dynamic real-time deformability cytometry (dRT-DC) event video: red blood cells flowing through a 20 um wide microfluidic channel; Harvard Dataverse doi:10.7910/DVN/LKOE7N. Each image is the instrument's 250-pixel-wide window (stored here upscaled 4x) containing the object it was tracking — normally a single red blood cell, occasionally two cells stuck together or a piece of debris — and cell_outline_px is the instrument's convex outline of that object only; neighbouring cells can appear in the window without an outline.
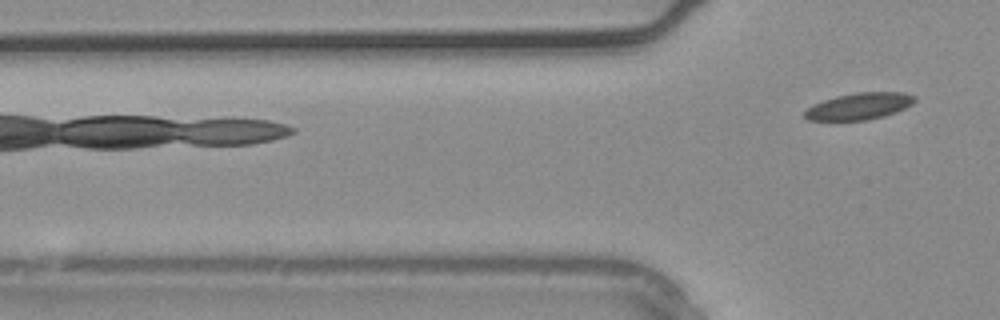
{"species": "common noctule bat (a hibernating species)", "species_latin": "Nyctalus noctula", "temperature_condition": "warm", "stored_images_in_passage": 2, "camera_frame_rate_fps": 3000, "um_per_image_px": 0.085, "animal": {"sex": "male", "body_mass_g": 20.4}, "frame": {"image": 1, "passage_image": 2, "time_ms": 0.333, "image_size_px": [1000, 320], "cell_outline_px": [[916, 100], [912, 104], [896, 112], [884, 116], [868, 120], [808, 120], [804, 116], [804, 112], [812, 104], [836, 96], [856, 92], [904, 92], [916, 96]], "centroid_in_image_um": [73.05, 9.02], "position_along_channel_um": 52.8, "area_um2": 17.17}}